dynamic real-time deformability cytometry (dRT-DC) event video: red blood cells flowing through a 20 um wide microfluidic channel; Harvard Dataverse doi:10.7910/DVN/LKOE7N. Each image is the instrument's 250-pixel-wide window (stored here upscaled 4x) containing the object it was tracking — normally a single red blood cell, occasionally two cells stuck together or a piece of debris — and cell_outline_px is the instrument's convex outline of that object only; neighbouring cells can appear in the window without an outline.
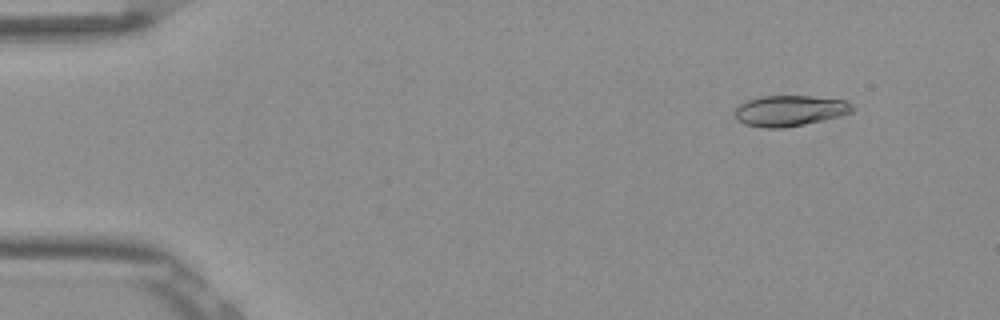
{"species": "Egyptian fruit bat (a non-hibernating species)", "species_latin": "Rousettus aegyptiacus", "temperature_condition": "room temperature", "stored_images_in_passage": 53, "camera_frame_rate_fps": 3000, "um_per_image_px": 0.085, "frame": {"image": 1, "passage_image": 6, "time_ms": 1.667, "image_size_px": [1000, 320], "cell_outline_px": [[852, 112], [840, 116], [824, 120], [784, 128], [764, 128], [744, 124], [736, 120], [736, 108], [740, 104], [748, 100], [760, 96], [808, 96], [844, 100], [852, 104]], "centroid_in_image_um": [67.11, 9.42], "position_along_channel_um": 17.9, "area_um2": 20.98}}
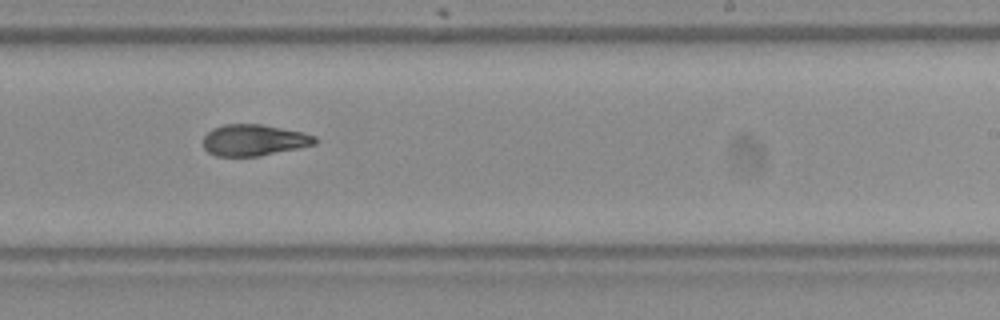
{"frame": {"image": 2, "passage_image": 33, "time_ms": 10.667, "image_size_px": [1000, 320], "cell_outline_px": [[316, 144], [260, 156], [216, 156], [208, 152], [204, 148], [204, 136], [212, 128], [224, 124], [260, 124], [304, 132], [316, 136]], "centroid_in_image_um": [21.58, 11.91], "position_along_channel_um": 267.4, "area_um2": 20.4}}
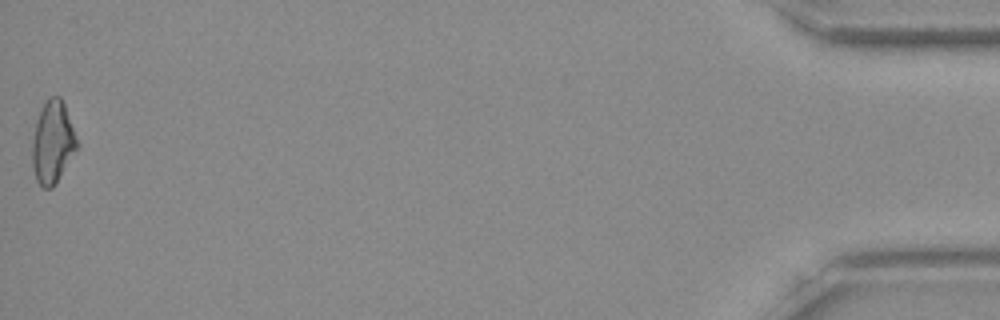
{"frame": {"image": 3, "passage_image": 53, "time_ms": 17.333, "image_size_px": [1000, 320], "cell_outline_px": [[80, 144], [56, 184], [52, 188], [44, 188], [36, 180], [32, 164], [32, 140], [36, 120], [48, 96], [60, 96], [64, 104]], "centroid_in_image_um": [4.49, 12.1], "position_along_channel_um": 430.7, "area_um2": 21.62}, "authors_computed_cell_mechanics": {"area_um2": 21.2126, "velocity_mm_per_s": 3.8806, "shape_relaxation_time_tau1_ms": 10.5843, "shape_relaxation_time_tau2_ms": 3.0677, "deformation_change_tau1": 0.24, "deformation_change_tau2": 0.0856}}